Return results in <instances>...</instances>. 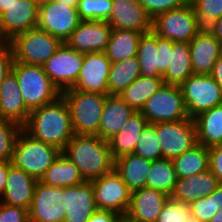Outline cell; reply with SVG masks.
I'll return each instance as SVG.
<instances>
[{
	"instance_id": "6da1fadb",
	"label": "cell",
	"mask_w": 222,
	"mask_h": 222,
	"mask_svg": "<svg viewBox=\"0 0 222 222\" xmlns=\"http://www.w3.org/2000/svg\"><path fill=\"white\" fill-rule=\"evenodd\" d=\"M23 129L37 140L63 151L75 135L69 107L62 96L31 110Z\"/></svg>"
},
{
	"instance_id": "7a4b0ae2",
	"label": "cell",
	"mask_w": 222,
	"mask_h": 222,
	"mask_svg": "<svg viewBox=\"0 0 222 222\" xmlns=\"http://www.w3.org/2000/svg\"><path fill=\"white\" fill-rule=\"evenodd\" d=\"M62 153L79 169L85 181H92L114 169L109 143L97 135H74Z\"/></svg>"
},
{
	"instance_id": "3957f363",
	"label": "cell",
	"mask_w": 222,
	"mask_h": 222,
	"mask_svg": "<svg viewBox=\"0 0 222 222\" xmlns=\"http://www.w3.org/2000/svg\"><path fill=\"white\" fill-rule=\"evenodd\" d=\"M66 101L76 135H97L108 95L67 89L61 92Z\"/></svg>"
},
{
	"instance_id": "277c9868",
	"label": "cell",
	"mask_w": 222,
	"mask_h": 222,
	"mask_svg": "<svg viewBox=\"0 0 222 222\" xmlns=\"http://www.w3.org/2000/svg\"><path fill=\"white\" fill-rule=\"evenodd\" d=\"M61 153L58 148L35 139L22 128L16 139L11 163L40 180Z\"/></svg>"
},
{
	"instance_id": "5b68a950",
	"label": "cell",
	"mask_w": 222,
	"mask_h": 222,
	"mask_svg": "<svg viewBox=\"0 0 222 222\" xmlns=\"http://www.w3.org/2000/svg\"><path fill=\"white\" fill-rule=\"evenodd\" d=\"M11 71L17 77L24 102L30 110L50 104L61 96L42 66L13 62Z\"/></svg>"
},
{
	"instance_id": "8992f818",
	"label": "cell",
	"mask_w": 222,
	"mask_h": 222,
	"mask_svg": "<svg viewBox=\"0 0 222 222\" xmlns=\"http://www.w3.org/2000/svg\"><path fill=\"white\" fill-rule=\"evenodd\" d=\"M62 44L60 39L39 28L18 34L8 42L13 52V62L40 66H43Z\"/></svg>"
},
{
	"instance_id": "52a82bcc",
	"label": "cell",
	"mask_w": 222,
	"mask_h": 222,
	"mask_svg": "<svg viewBox=\"0 0 222 222\" xmlns=\"http://www.w3.org/2000/svg\"><path fill=\"white\" fill-rule=\"evenodd\" d=\"M202 29L189 2L183 7L157 15L152 20V31L173 42H190Z\"/></svg>"
},
{
	"instance_id": "ba28073f",
	"label": "cell",
	"mask_w": 222,
	"mask_h": 222,
	"mask_svg": "<svg viewBox=\"0 0 222 222\" xmlns=\"http://www.w3.org/2000/svg\"><path fill=\"white\" fill-rule=\"evenodd\" d=\"M140 113L149 124L176 122L189 118L180 87L164 83L146 101Z\"/></svg>"
},
{
	"instance_id": "9c48e42d",
	"label": "cell",
	"mask_w": 222,
	"mask_h": 222,
	"mask_svg": "<svg viewBox=\"0 0 222 222\" xmlns=\"http://www.w3.org/2000/svg\"><path fill=\"white\" fill-rule=\"evenodd\" d=\"M179 87L191 119L222 104V89L210 75L192 74Z\"/></svg>"
},
{
	"instance_id": "30bf717a",
	"label": "cell",
	"mask_w": 222,
	"mask_h": 222,
	"mask_svg": "<svg viewBox=\"0 0 222 222\" xmlns=\"http://www.w3.org/2000/svg\"><path fill=\"white\" fill-rule=\"evenodd\" d=\"M173 41L156 35L152 30L142 33L137 49L141 75L162 78L170 62Z\"/></svg>"
},
{
	"instance_id": "8fae6325",
	"label": "cell",
	"mask_w": 222,
	"mask_h": 222,
	"mask_svg": "<svg viewBox=\"0 0 222 222\" xmlns=\"http://www.w3.org/2000/svg\"><path fill=\"white\" fill-rule=\"evenodd\" d=\"M155 129L163 158L173 160L198 144L194 119L158 122Z\"/></svg>"
},
{
	"instance_id": "7c38bea8",
	"label": "cell",
	"mask_w": 222,
	"mask_h": 222,
	"mask_svg": "<svg viewBox=\"0 0 222 222\" xmlns=\"http://www.w3.org/2000/svg\"><path fill=\"white\" fill-rule=\"evenodd\" d=\"M94 198L99 210H109L124 217L130 204L131 191L122 180L120 174L111 172L91 181Z\"/></svg>"
},
{
	"instance_id": "4fadbf2b",
	"label": "cell",
	"mask_w": 222,
	"mask_h": 222,
	"mask_svg": "<svg viewBox=\"0 0 222 222\" xmlns=\"http://www.w3.org/2000/svg\"><path fill=\"white\" fill-rule=\"evenodd\" d=\"M84 61V54L63 43L42 66L60 92L73 88Z\"/></svg>"
},
{
	"instance_id": "5bb4252c",
	"label": "cell",
	"mask_w": 222,
	"mask_h": 222,
	"mask_svg": "<svg viewBox=\"0 0 222 222\" xmlns=\"http://www.w3.org/2000/svg\"><path fill=\"white\" fill-rule=\"evenodd\" d=\"M28 214L29 222H64L65 188L52 187L38 180Z\"/></svg>"
},
{
	"instance_id": "9a60e30c",
	"label": "cell",
	"mask_w": 222,
	"mask_h": 222,
	"mask_svg": "<svg viewBox=\"0 0 222 222\" xmlns=\"http://www.w3.org/2000/svg\"><path fill=\"white\" fill-rule=\"evenodd\" d=\"M81 21L77 8L53 1L39 7L37 28L65 43Z\"/></svg>"
},
{
	"instance_id": "2e32d148",
	"label": "cell",
	"mask_w": 222,
	"mask_h": 222,
	"mask_svg": "<svg viewBox=\"0 0 222 222\" xmlns=\"http://www.w3.org/2000/svg\"><path fill=\"white\" fill-rule=\"evenodd\" d=\"M111 61L105 52L84 54V61L72 89L108 95V75Z\"/></svg>"
},
{
	"instance_id": "e0dca14e",
	"label": "cell",
	"mask_w": 222,
	"mask_h": 222,
	"mask_svg": "<svg viewBox=\"0 0 222 222\" xmlns=\"http://www.w3.org/2000/svg\"><path fill=\"white\" fill-rule=\"evenodd\" d=\"M39 6L33 0H16L0 15V30L9 42L16 35L37 28Z\"/></svg>"
},
{
	"instance_id": "ac0fdd59",
	"label": "cell",
	"mask_w": 222,
	"mask_h": 222,
	"mask_svg": "<svg viewBox=\"0 0 222 222\" xmlns=\"http://www.w3.org/2000/svg\"><path fill=\"white\" fill-rule=\"evenodd\" d=\"M112 29L107 21L82 20L65 43L83 54L105 52Z\"/></svg>"
},
{
	"instance_id": "d6986e66",
	"label": "cell",
	"mask_w": 222,
	"mask_h": 222,
	"mask_svg": "<svg viewBox=\"0 0 222 222\" xmlns=\"http://www.w3.org/2000/svg\"><path fill=\"white\" fill-rule=\"evenodd\" d=\"M113 29L146 33L152 30V19L142 4L134 0H112V11L107 20Z\"/></svg>"
},
{
	"instance_id": "ffe728a7",
	"label": "cell",
	"mask_w": 222,
	"mask_h": 222,
	"mask_svg": "<svg viewBox=\"0 0 222 222\" xmlns=\"http://www.w3.org/2000/svg\"><path fill=\"white\" fill-rule=\"evenodd\" d=\"M169 198L162 191L142 188L131 192L130 204L125 214L131 222H156Z\"/></svg>"
},
{
	"instance_id": "44dd1931",
	"label": "cell",
	"mask_w": 222,
	"mask_h": 222,
	"mask_svg": "<svg viewBox=\"0 0 222 222\" xmlns=\"http://www.w3.org/2000/svg\"><path fill=\"white\" fill-rule=\"evenodd\" d=\"M97 210L91 181L65 187L64 222H87Z\"/></svg>"
},
{
	"instance_id": "7402d4cb",
	"label": "cell",
	"mask_w": 222,
	"mask_h": 222,
	"mask_svg": "<svg viewBox=\"0 0 222 222\" xmlns=\"http://www.w3.org/2000/svg\"><path fill=\"white\" fill-rule=\"evenodd\" d=\"M30 112L21 94L17 77L11 71L0 87V119L13 121L23 127Z\"/></svg>"
},
{
	"instance_id": "603a6c76",
	"label": "cell",
	"mask_w": 222,
	"mask_h": 222,
	"mask_svg": "<svg viewBox=\"0 0 222 222\" xmlns=\"http://www.w3.org/2000/svg\"><path fill=\"white\" fill-rule=\"evenodd\" d=\"M189 46L193 73L210 75L220 57V42L208 28H202L189 42Z\"/></svg>"
},
{
	"instance_id": "cb8c5ba5",
	"label": "cell",
	"mask_w": 222,
	"mask_h": 222,
	"mask_svg": "<svg viewBox=\"0 0 222 222\" xmlns=\"http://www.w3.org/2000/svg\"><path fill=\"white\" fill-rule=\"evenodd\" d=\"M37 181L36 178L10 163L6 186L0 202L28 210L33 200Z\"/></svg>"
},
{
	"instance_id": "d4e9b609",
	"label": "cell",
	"mask_w": 222,
	"mask_h": 222,
	"mask_svg": "<svg viewBox=\"0 0 222 222\" xmlns=\"http://www.w3.org/2000/svg\"><path fill=\"white\" fill-rule=\"evenodd\" d=\"M219 185V180L209 169L200 174L178 178L170 197L182 203L191 204L211 194Z\"/></svg>"
},
{
	"instance_id": "484cf974",
	"label": "cell",
	"mask_w": 222,
	"mask_h": 222,
	"mask_svg": "<svg viewBox=\"0 0 222 222\" xmlns=\"http://www.w3.org/2000/svg\"><path fill=\"white\" fill-rule=\"evenodd\" d=\"M135 112L119 95H108L97 136L108 142Z\"/></svg>"
},
{
	"instance_id": "4316f807",
	"label": "cell",
	"mask_w": 222,
	"mask_h": 222,
	"mask_svg": "<svg viewBox=\"0 0 222 222\" xmlns=\"http://www.w3.org/2000/svg\"><path fill=\"white\" fill-rule=\"evenodd\" d=\"M147 124L140 112H135L128 119L121 130L108 141L114 160L134 152L137 140Z\"/></svg>"
},
{
	"instance_id": "83f0119b",
	"label": "cell",
	"mask_w": 222,
	"mask_h": 222,
	"mask_svg": "<svg viewBox=\"0 0 222 222\" xmlns=\"http://www.w3.org/2000/svg\"><path fill=\"white\" fill-rule=\"evenodd\" d=\"M151 167V161L134 153L115 159L114 169L131 192L146 188V178Z\"/></svg>"
},
{
	"instance_id": "f1b7e54d",
	"label": "cell",
	"mask_w": 222,
	"mask_h": 222,
	"mask_svg": "<svg viewBox=\"0 0 222 222\" xmlns=\"http://www.w3.org/2000/svg\"><path fill=\"white\" fill-rule=\"evenodd\" d=\"M193 73L188 42H173L170 62L162 76L164 84L180 86Z\"/></svg>"
},
{
	"instance_id": "f546056e",
	"label": "cell",
	"mask_w": 222,
	"mask_h": 222,
	"mask_svg": "<svg viewBox=\"0 0 222 222\" xmlns=\"http://www.w3.org/2000/svg\"><path fill=\"white\" fill-rule=\"evenodd\" d=\"M197 141L206 147L222 145V104L194 118Z\"/></svg>"
},
{
	"instance_id": "4dcf8cb0",
	"label": "cell",
	"mask_w": 222,
	"mask_h": 222,
	"mask_svg": "<svg viewBox=\"0 0 222 222\" xmlns=\"http://www.w3.org/2000/svg\"><path fill=\"white\" fill-rule=\"evenodd\" d=\"M52 187L76 186L85 182L79 169L61 153L39 180Z\"/></svg>"
},
{
	"instance_id": "1f68e13d",
	"label": "cell",
	"mask_w": 222,
	"mask_h": 222,
	"mask_svg": "<svg viewBox=\"0 0 222 222\" xmlns=\"http://www.w3.org/2000/svg\"><path fill=\"white\" fill-rule=\"evenodd\" d=\"M141 35L133 30L112 29L105 50L107 58L111 63H116L136 56Z\"/></svg>"
},
{
	"instance_id": "d6a6232c",
	"label": "cell",
	"mask_w": 222,
	"mask_h": 222,
	"mask_svg": "<svg viewBox=\"0 0 222 222\" xmlns=\"http://www.w3.org/2000/svg\"><path fill=\"white\" fill-rule=\"evenodd\" d=\"M177 178H185L209 170V148L196 144L173 160Z\"/></svg>"
},
{
	"instance_id": "836d02e7",
	"label": "cell",
	"mask_w": 222,
	"mask_h": 222,
	"mask_svg": "<svg viewBox=\"0 0 222 222\" xmlns=\"http://www.w3.org/2000/svg\"><path fill=\"white\" fill-rule=\"evenodd\" d=\"M163 85L162 78L140 76L119 96L136 112H140L146 101Z\"/></svg>"
},
{
	"instance_id": "e575fe53",
	"label": "cell",
	"mask_w": 222,
	"mask_h": 222,
	"mask_svg": "<svg viewBox=\"0 0 222 222\" xmlns=\"http://www.w3.org/2000/svg\"><path fill=\"white\" fill-rule=\"evenodd\" d=\"M140 76V64L136 56L111 63L108 75V95H119Z\"/></svg>"
},
{
	"instance_id": "d590c367",
	"label": "cell",
	"mask_w": 222,
	"mask_h": 222,
	"mask_svg": "<svg viewBox=\"0 0 222 222\" xmlns=\"http://www.w3.org/2000/svg\"><path fill=\"white\" fill-rule=\"evenodd\" d=\"M177 179L172 160L166 158L155 160L151 162L146 188L162 191L170 197Z\"/></svg>"
},
{
	"instance_id": "8d00e7d4",
	"label": "cell",
	"mask_w": 222,
	"mask_h": 222,
	"mask_svg": "<svg viewBox=\"0 0 222 222\" xmlns=\"http://www.w3.org/2000/svg\"><path fill=\"white\" fill-rule=\"evenodd\" d=\"M133 153L151 162L163 159L160 141L155 129V123H148L144 127L137 140Z\"/></svg>"
},
{
	"instance_id": "74e56055",
	"label": "cell",
	"mask_w": 222,
	"mask_h": 222,
	"mask_svg": "<svg viewBox=\"0 0 222 222\" xmlns=\"http://www.w3.org/2000/svg\"><path fill=\"white\" fill-rule=\"evenodd\" d=\"M77 11L81 20L107 21L112 11V0H80Z\"/></svg>"
},
{
	"instance_id": "f35d334b",
	"label": "cell",
	"mask_w": 222,
	"mask_h": 222,
	"mask_svg": "<svg viewBox=\"0 0 222 222\" xmlns=\"http://www.w3.org/2000/svg\"><path fill=\"white\" fill-rule=\"evenodd\" d=\"M189 2L202 28H208L222 17V0H189Z\"/></svg>"
},
{
	"instance_id": "ab89813d",
	"label": "cell",
	"mask_w": 222,
	"mask_h": 222,
	"mask_svg": "<svg viewBox=\"0 0 222 222\" xmlns=\"http://www.w3.org/2000/svg\"><path fill=\"white\" fill-rule=\"evenodd\" d=\"M22 128L13 121L0 119V160H12L16 139Z\"/></svg>"
},
{
	"instance_id": "60d3db41",
	"label": "cell",
	"mask_w": 222,
	"mask_h": 222,
	"mask_svg": "<svg viewBox=\"0 0 222 222\" xmlns=\"http://www.w3.org/2000/svg\"><path fill=\"white\" fill-rule=\"evenodd\" d=\"M191 214L201 222H210L221 209L217 202V189L206 197L199 198L190 204Z\"/></svg>"
},
{
	"instance_id": "b9f144b4",
	"label": "cell",
	"mask_w": 222,
	"mask_h": 222,
	"mask_svg": "<svg viewBox=\"0 0 222 222\" xmlns=\"http://www.w3.org/2000/svg\"><path fill=\"white\" fill-rule=\"evenodd\" d=\"M190 215V204H185L169 197L156 222H185Z\"/></svg>"
},
{
	"instance_id": "7bdbcfd3",
	"label": "cell",
	"mask_w": 222,
	"mask_h": 222,
	"mask_svg": "<svg viewBox=\"0 0 222 222\" xmlns=\"http://www.w3.org/2000/svg\"><path fill=\"white\" fill-rule=\"evenodd\" d=\"M0 222H29L28 210L0 202Z\"/></svg>"
},
{
	"instance_id": "ee69618b",
	"label": "cell",
	"mask_w": 222,
	"mask_h": 222,
	"mask_svg": "<svg viewBox=\"0 0 222 222\" xmlns=\"http://www.w3.org/2000/svg\"><path fill=\"white\" fill-rule=\"evenodd\" d=\"M188 3L189 0H149V17L153 20L161 13L183 7Z\"/></svg>"
},
{
	"instance_id": "f6af8a7d",
	"label": "cell",
	"mask_w": 222,
	"mask_h": 222,
	"mask_svg": "<svg viewBox=\"0 0 222 222\" xmlns=\"http://www.w3.org/2000/svg\"><path fill=\"white\" fill-rule=\"evenodd\" d=\"M209 169L222 184V145L209 147Z\"/></svg>"
},
{
	"instance_id": "bcb514c9",
	"label": "cell",
	"mask_w": 222,
	"mask_h": 222,
	"mask_svg": "<svg viewBox=\"0 0 222 222\" xmlns=\"http://www.w3.org/2000/svg\"><path fill=\"white\" fill-rule=\"evenodd\" d=\"M13 61V52L8 46L0 52V87L3 79L11 72Z\"/></svg>"
},
{
	"instance_id": "7dc6e473",
	"label": "cell",
	"mask_w": 222,
	"mask_h": 222,
	"mask_svg": "<svg viewBox=\"0 0 222 222\" xmlns=\"http://www.w3.org/2000/svg\"><path fill=\"white\" fill-rule=\"evenodd\" d=\"M120 217L113 211L98 209L87 222H117Z\"/></svg>"
},
{
	"instance_id": "c3c4849f",
	"label": "cell",
	"mask_w": 222,
	"mask_h": 222,
	"mask_svg": "<svg viewBox=\"0 0 222 222\" xmlns=\"http://www.w3.org/2000/svg\"><path fill=\"white\" fill-rule=\"evenodd\" d=\"M11 161L0 160V198L4 193L9 164Z\"/></svg>"
},
{
	"instance_id": "681fc988",
	"label": "cell",
	"mask_w": 222,
	"mask_h": 222,
	"mask_svg": "<svg viewBox=\"0 0 222 222\" xmlns=\"http://www.w3.org/2000/svg\"><path fill=\"white\" fill-rule=\"evenodd\" d=\"M210 76L216 81L218 86L222 89V58H218L215 62Z\"/></svg>"
},
{
	"instance_id": "f907efd6",
	"label": "cell",
	"mask_w": 222,
	"mask_h": 222,
	"mask_svg": "<svg viewBox=\"0 0 222 222\" xmlns=\"http://www.w3.org/2000/svg\"><path fill=\"white\" fill-rule=\"evenodd\" d=\"M208 30L216 37L219 42H222V17L212 23Z\"/></svg>"
},
{
	"instance_id": "816d5d0a",
	"label": "cell",
	"mask_w": 222,
	"mask_h": 222,
	"mask_svg": "<svg viewBox=\"0 0 222 222\" xmlns=\"http://www.w3.org/2000/svg\"><path fill=\"white\" fill-rule=\"evenodd\" d=\"M60 4H64V6H69V7H73V8H77L78 3L80 0H55Z\"/></svg>"
},
{
	"instance_id": "f5cc1de1",
	"label": "cell",
	"mask_w": 222,
	"mask_h": 222,
	"mask_svg": "<svg viewBox=\"0 0 222 222\" xmlns=\"http://www.w3.org/2000/svg\"><path fill=\"white\" fill-rule=\"evenodd\" d=\"M16 0H0V15Z\"/></svg>"
},
{
	"instance_id": "db71d44e",
	"label": "cell",
	"mask_w": 222,
	"mask_h": 222,
	"mask_svg": "<svg viewBox=\"0 0 222 222\" xmlns=\"http://www.w3.org/2000/svg\"><path fill=\"white\" fill-rule=\"evenodd\" d=\"M217 202L218 207L222 209V184L217 187Z\"/></svg>"
},
{
	"instance_id": "11a10c76",
	"label": "cell",
	"mask_w": 222,
	"mask_h": 222,
	"mask_svg": "<svg viewBox=\"0 0 222 222\" xmlns=\"http://www.w3.org/2000/svg\"><path fill=\"white\" fill-rule=\"evenodd\" d=\"M8 47V41L4 38L0 30V52Z\"/></svg>"
},
{
	"instance_id": "9f6ffc18",
	"label": "cell",
	"mask_w": 222,
	"mask_h": 222,
	"mask_svg": "<svg viewBox=\"0 0 222 222\" xmlns=\"http://www.w3.org/2000/svg\"><path fill=\"white\" fill-rule=\"evenodd\" d=\"M134 1L142 4L143 8L145 9L146 13L149 16V0H134Z\"/></svg>"
},
{
	"instance_id": "6f0895ef",
	"label": "cell",
	"mask_w": 222,
	"mask_h": 222,
	"mask_svg": "<svg viewBox=\"0 0 222 222\" xmlns=\"http://www.w3.org/2000/svg\"><path fill=\"white\" fill-rule=\"evenodd\" d=\"M210 222H222V209H220L214 217L210 220Z\"/></svg>"
},
{
	"instance_id": "680465c9",
	"label": "cell",
	"mask_w": 222,
	"mask_h": 222,
	"mask_svg": "<svg viewBox=\"0 0 222 222\" xmlns=\"http://www.w3.org/2000/svg\"><path fill=\"white\" fill-rule=\"evenodd\" d=\"M33 1L40 7L44 4L51 3L55 0H33Z\"/></svg>"
},
{
	"instance_id": "91938a15",
	"label": "cell",
	"mask_w": 222,
	"mask_h": 222,
	"mask_svg": "<svg viewBox=\"0 0 222 222\" xmlns=\"http://www.w3.org/2000/svg\"><path fill=\"white\" fill-rule=\"evenodd\" d=\"M185 222H201V221H199L194 215L191 214L188 217V219L185 220Z\"/></svg>"
},
{
	"instance_id": "94428289",
	"label": "cell",
	"mask_w": 222,
	"mask_h": 222,
	"mask_svg": "<svg viewBox=\"0 0 222 222\" xmlns=\"http://www.w3.org/2000/svg\"><path fill=\"white\" fill-rule=\"evenodd\" d=\"M117 222H131L125 217H120Z\"/></svg>"
},
{
	"instance_id": "6125c7cd",
	"label": "cell",
	"mask_w": 222,
	"mask_h": 222,
	"mask_svg": "<svg viewBox=\"0 0 222 222\" xmlns=\"http://www.w3.org/2000/svg\"><path fill=\"white\" fill-rule=\"evenodd\" d=\"M220 58H222V42H220Z\"/></svg>"
}]
</instances>
